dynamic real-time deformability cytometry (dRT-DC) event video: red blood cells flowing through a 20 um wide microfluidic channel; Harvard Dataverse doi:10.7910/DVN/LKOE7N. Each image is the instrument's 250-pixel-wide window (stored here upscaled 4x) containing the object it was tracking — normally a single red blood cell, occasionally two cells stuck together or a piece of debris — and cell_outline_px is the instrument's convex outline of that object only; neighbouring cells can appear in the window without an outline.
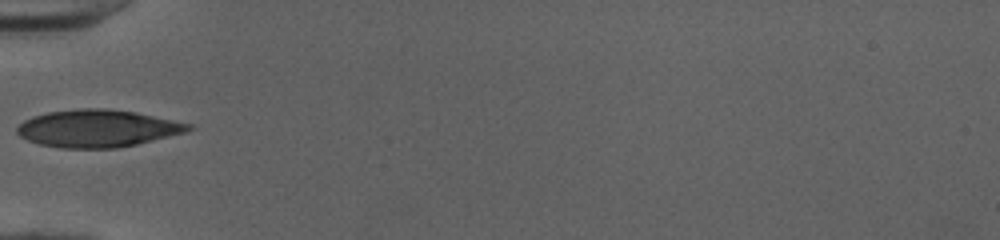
{"species": "human", "species_latin": "Homo sapiens", "temperature_condition": "cold", "stored_images_in_passage": 33, "camera_frame_rate_fps": 3000, "um_per_image_px": 0.085, "donor": {"sex": "female"}, "frame": {"image": 1, "passage_image": 1, "time_ms": 0.0, "image_size_px": [1000, 240], "cell_outline_px": [[196, 128], [188, 132], [136, 144], [116, 148], [60, 148], [40, 144], [28, 140], [20, 136], [16, 132], [16, 128], [24, 120], [32, 116], [48, 112], [80, 108], [104, 108], [136, 112], [192, 124]], "centroid_in_image_um": [8.31, 10.91], "position_along_channel_um": 76.7, "area_um2": 37.45}}
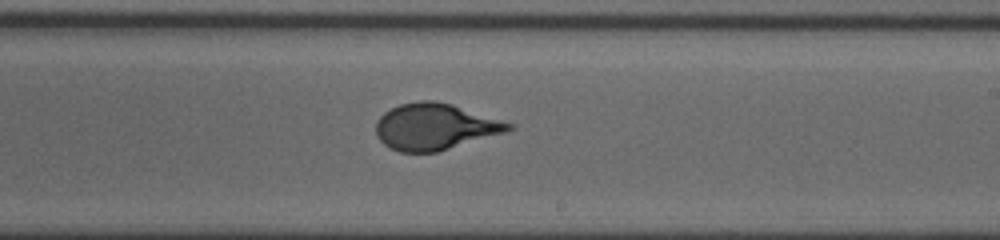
{"frame": {"image": 2, "passage_image": 14, "time_ms": 4.333, "image_size_px": [1000, 240], "cell_outline_px": [[516, 128], [508, 132], [436, 152], [400, 152], [388, 148], [376, 136], [376, 120], [384, 112], [400, 104], [420, 100], [432, 100], [452, 104], [516, 124]], "centroid_in_image_um": [37.0, 10.77], "position_along_channel_um": 252.0, "area_um2": 36.18}}
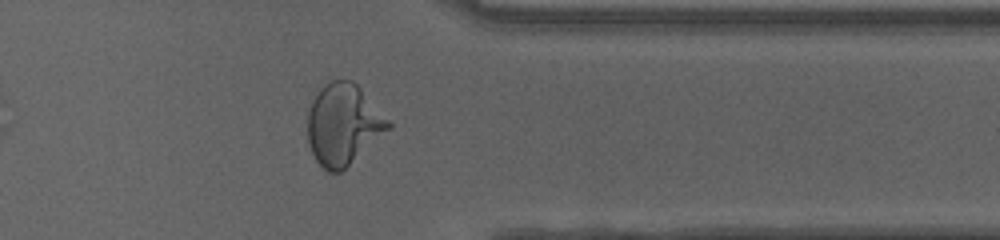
{"frame": {"image": 3, "passage_image": 24, "time_ms": 7.667, "image_size_px": [1000, 240], "cell_outline_px": [[392, 128], [340, 172], [328, 172], [316, 160], [308, 144], [308, 112], [312, 100], [320, 88], [324, 84], [332, 80], [352, 80], [360, 88], [392, 124]], "centroid_in_image_um": [29.17, 10.58], "position_along_channel_um": 382.2, "area_um2": 37.8}, "authors_computed_cell_mechanics": {"area_um2": 36.0094, "velocity_mm_per_s": 4.0298, "shape_relaxation_time_tau1_ms": 4.7725, "shape_relaxation_time_tau2_ms": null, "deformation_change_tau1": 0.2068, "deformation_change_tau2": null}}